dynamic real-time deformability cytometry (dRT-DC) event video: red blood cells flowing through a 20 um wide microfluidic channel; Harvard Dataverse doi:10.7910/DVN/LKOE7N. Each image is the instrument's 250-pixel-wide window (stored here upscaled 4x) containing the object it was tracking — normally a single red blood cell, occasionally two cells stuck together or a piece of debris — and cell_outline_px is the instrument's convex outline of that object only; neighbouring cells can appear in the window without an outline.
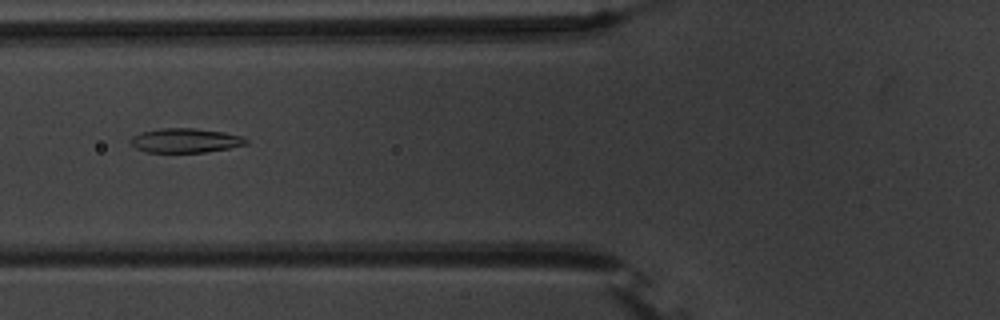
{"species": "common noctule bat (a hibernating species)", "species_latin": "Nyctalus noctula", "temperature_condition": "warm", "stored_images_in_passage": 37, "camera_frame_rate_fps": 3000, "um_per_image_px": 0.085, "animal": {"sex": "male", "body_mass_g": 20.1, "forearm_length_mm": 53.5}, "frame": {"image": 1, "passage_image": 4, "time_ms": 1.0, "image_size_px": [1000, 320], "cell_outline_px": [[248, 144], [228, 148], [204, 152], [144, 152], [136, 148], [128, 140], [132, 136], [140, 132], [160, 128], [192, 128], [224, 132], [240, 136], [248, 140]], "centroid_in_image_um": [15.71, 11.94], "position_along_channel_um": 110.1, "area_um2": 16.36}}
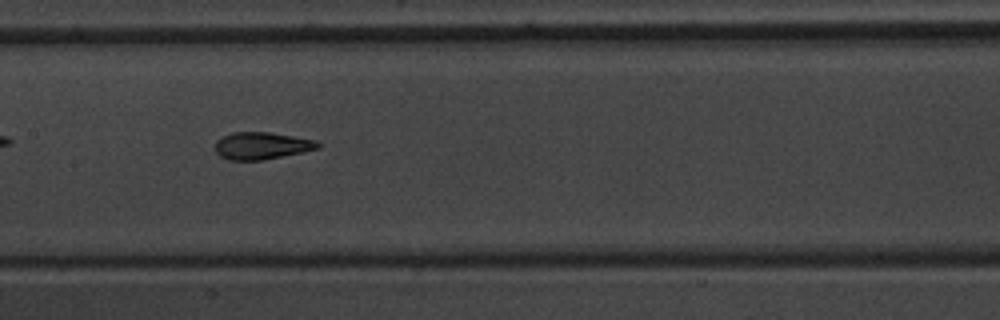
{"frame": {"image": 2, "passage_image": 10, "time_ms": 3.0, "image_size_px": [1000, 320], "cell_outline_px": [[320, 148], [304, 152], [264, 160], [228, 160], [220, 156], [216, 152], [216, 140], [232, 132], [268, 132], [316, 140], [320, 144]], "centroid_in_image_um": [22.25, 12.39], "position_along_channel_um": 185.1, "area_um2": 16.3}}
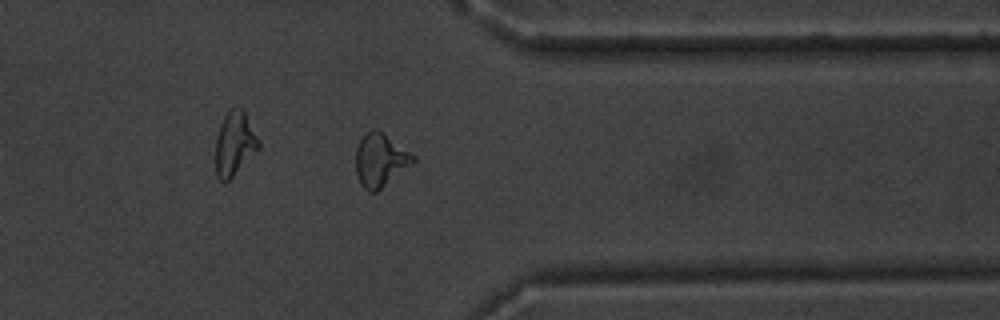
{"frame": {"image": 3, "passage_image": 26, "time_ms": 8.333, "image_size_px": [1000, 320], "cell_outline_px": [[416, 160], [412, 164], [376, 192], [368, 192], [360, 184], [356, 176], [356, 148], [360, 140], [372, 128], [376, 128], [384, 132], [416, 156]], "centroid_in_image_um": [32.33, 13.6], "position_along_channel_um": 379.1, "area_um2": 17.86}, "authors_computed_cell_mechanics": {"area_um2": 16.473, "velocity_mm_per_s": 3.7315, "shape_relaxation_time_tau1_ms": 5.8736, "shape_relaxation_time_tau2_ms": 1.2496, "deformation_change_tau1": 0.1835, "deformation_change_tau2": 0.0718}}